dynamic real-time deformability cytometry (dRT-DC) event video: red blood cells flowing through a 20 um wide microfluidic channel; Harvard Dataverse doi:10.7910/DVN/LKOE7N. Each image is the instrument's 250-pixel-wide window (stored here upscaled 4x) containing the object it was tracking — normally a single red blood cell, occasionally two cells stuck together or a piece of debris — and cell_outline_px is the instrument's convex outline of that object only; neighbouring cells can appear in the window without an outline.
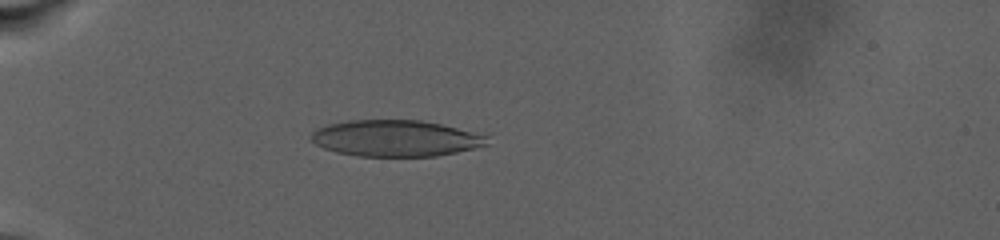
{"species": "human", "species_latin": "Homo sapiens", "temperature_condition": "warm", "stored_images_in_passage": 83, "camera_frame_rate_fps": 3000, "um_per_image_px": 0.085, "donor": {"sex": "male"}, "frame": {"image": 1, "passage_image": 27, "time_ms": 8.667, "image_size_px": [1000, 240], "cell_outline_px": [[488, 144], [456, 152], [436, 156], [356, 156], [336, 152], [324, 148], [316, 144], [312, 140], [312, 132], [316, 128], [328, 124], [348, 120], [420, 120], [440, 124], [488, 136]], "centroid_in_image_um": [33.58, 11.75], "position_along_channel_um": 51.4, "area_um2": 36.99}}
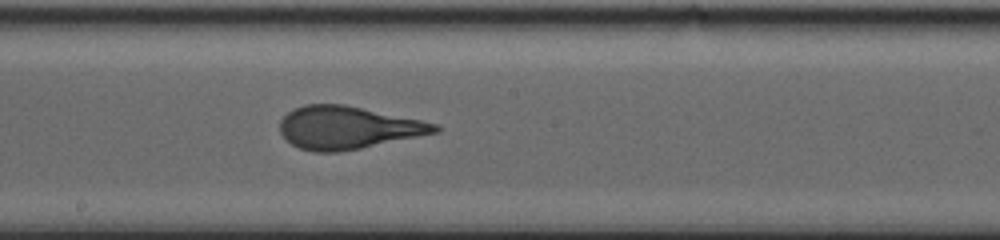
{"frame": {"image": 2, "passage_image": 50, "time_ms": 16.333, "image_size_px": [1000, 240], "cell_outline_px": [[440, 132], [340, 152], [312, 152], [300, 148], [292, 144], [280, 132], [280, 120], [288, 112], [304, 104], [344, 104], [440, 124]], "centroid_in_image_um": [29.58, 10.85], "position_along_channel_um": 218.6, "area_um2": 38.44}}
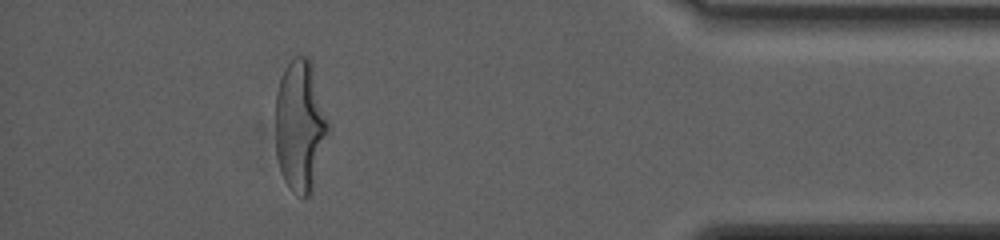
{"frame": {"image": 3, "passage_image": 76, "time_ms": 25.0, "image_size_px": [1000, 240], "cell_outline_px": [[328, 128], [312, 188], [308, 196], [300, 196], [292, 192], [288, 188], [280, 172], [276, 156], [276, 92], [280, 76], [284, 68], [296, 56], [308, 56], [312, 60], [328, 124]], "centroid_in_image_um": [25.47, 10.64], "position_along_channel_um": 409.7, "area_um2": 39.94}, "authors_computed_cell_mechanics": {"area_um2": 39.304, "velocity_mm_per_s": 2.6148, "shape_relaxation_time_tau1_ms": 8.6512, "shape_relaxation_time_tau2_ms": 1.1248, "deformation_change_tau1": 0.275, "deformation_change_tau2": 0.0846}}